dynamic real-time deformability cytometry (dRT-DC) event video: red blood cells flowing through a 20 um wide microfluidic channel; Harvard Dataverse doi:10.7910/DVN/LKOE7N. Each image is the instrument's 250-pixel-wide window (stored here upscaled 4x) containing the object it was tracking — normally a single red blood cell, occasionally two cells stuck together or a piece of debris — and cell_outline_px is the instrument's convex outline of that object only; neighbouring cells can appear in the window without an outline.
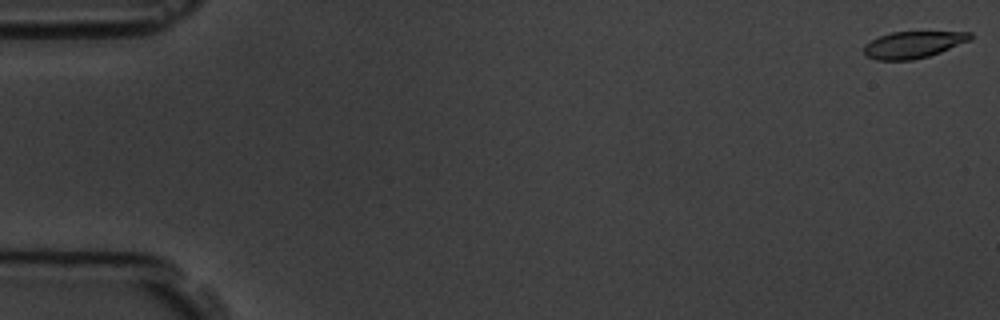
{"species": "common noctule bat (a hibernating species)", "species_latin": "Nyctalus noctula", "temperature_condition": "room temperature", "stored_images_in_passage": 5, "camera_frame_rate_fps": 3000, "um_per_image_px": 0.085, "animal": {"sex": "male", "body_mass_g": 19.5, "forearm_length_mm": 54.6}, "frame": {"image": 1, "passage_image": 1, "time_ms": 0.0, "image_size_px": [1000, 320], "cell_outline_px": [[972, 40], [940, 52], [928, 56], [912, 60], [876, 60], [864, 56], [864, 44], [880, 36], [892, 32], [972, 32]], "centroid_in_image_um": [77.61, 3.8], "position_along_channel_um": 7.4, "area_um2": 16.59}}
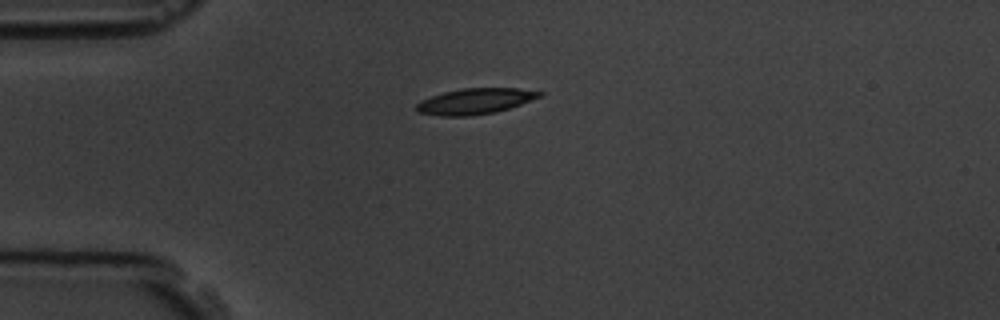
{"frame": {"image": 2, "passage_image": 5, "time_ms": 4.667, "image_size_px": [1000, 320], "cell_outline_px": [[544, 96], [496, 112], [468, 116], [440, 116], [416, 112], [416, 104], [420, 100], [444, 92], [460, 88], [516, 88], [544, 92]], "centroid_in_image_um": [40.38, 8.6], "position_along_channel_um": 44.6, "area_um2": 18.55}}